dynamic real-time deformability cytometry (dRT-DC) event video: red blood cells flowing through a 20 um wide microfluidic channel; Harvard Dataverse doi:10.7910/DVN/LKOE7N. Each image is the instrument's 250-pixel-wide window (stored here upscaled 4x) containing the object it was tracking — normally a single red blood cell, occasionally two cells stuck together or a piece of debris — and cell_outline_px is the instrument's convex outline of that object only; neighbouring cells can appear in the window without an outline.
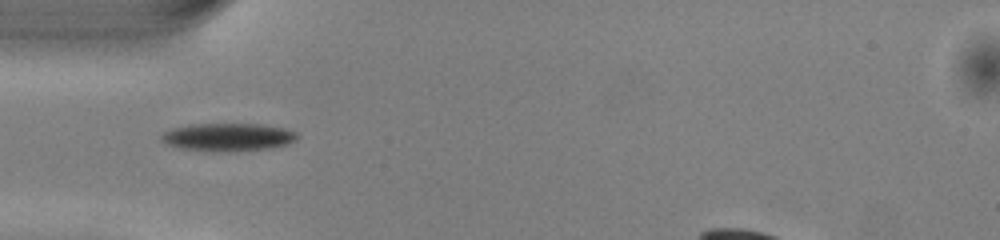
{"species": "common noctule bat (a hibernating species)", "species_latin": "Nyctalus noctula", "temperature_condition": "warm", "stored_images_in_passage": 32, "camera_frame_rate_fps": 3000, "um_per_image_px": 0.085, "animal": {"sex": "male", "body_mass_g": 13.0, "forearm_length_mm": 53.1}, "frame": {"image": 1, "passage_image": 3, "time_ms": 0.667, "image_size_px": [1000, 240], "cell_outline_px": [[300, 136], [296, 140], [288, 144], [272, 148], [232, 152], [208, 152], [180, 148], [168, 144], [160, 140], [160, 136], [164, 132], [172, 128], [188, 124], [260, 124], [284, 128], [296, 132]], "centroid_in_image_um": [19.38, 11.67], "position_along_channel_um": 65.6, "area_um2": 22.54}}
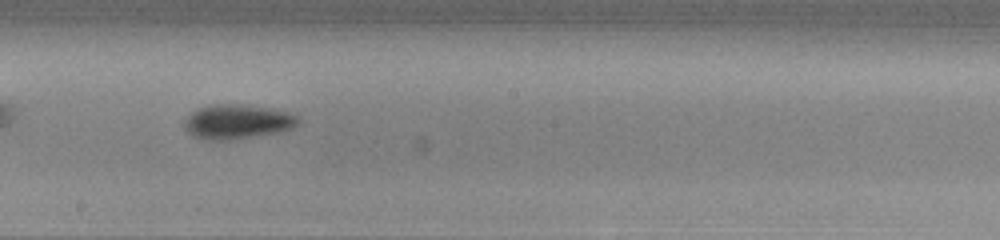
{"frame": {"image": 2, "passage_image": 15, "time_ms": 4.667, "image_size_px": [1000, 240], "cell_outline_px": [[300, 120], [292, 128], [280, 132], [228, 140], [212, 140], [192, 136], [184, 128], [184, 120], [192, 112], [208, 104], [248, 104], [276, 108], [288, 112], [296, 116]], "centroid_in_image_um": [20.18, 10.32], "position_along_channel_um": 228.0, "area_um2": 23.06}}
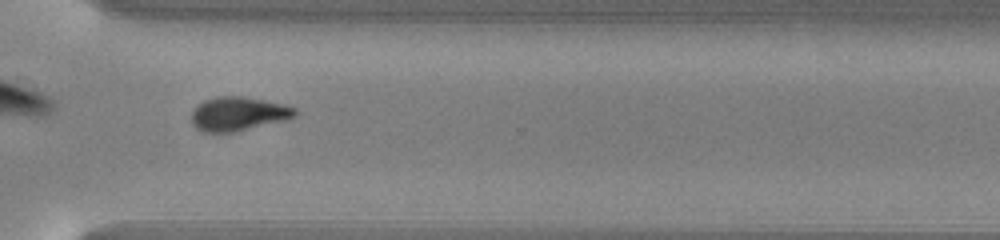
{"frame": {"image": 3, "passage_image": 24, "time_ms": 7.667, "image_size_px": [1000, 240], "cell_outline_px": [[296, 116], [288, 120], [236, 132], [200, 132], [192, 124], [192, 112], [204, 100], [216, 96], [240, 96], [284, 104], [296, 108]], "centroid_in_image_um": [20.27, 9.69], "position_along_channel_um": 350.3, "area_um2": 20.58}, "authors_computed_cell_mechanics": {"area_um2": 21.4727, "velocity_mm_per_s": 4.0758, "shape_relaxation_time_tau1_ms": 2.447, "shape_relaxation_time_tau2_ms": null, "deformation_change_tau1": 0.1211, "deformation_change_tau2": null}}